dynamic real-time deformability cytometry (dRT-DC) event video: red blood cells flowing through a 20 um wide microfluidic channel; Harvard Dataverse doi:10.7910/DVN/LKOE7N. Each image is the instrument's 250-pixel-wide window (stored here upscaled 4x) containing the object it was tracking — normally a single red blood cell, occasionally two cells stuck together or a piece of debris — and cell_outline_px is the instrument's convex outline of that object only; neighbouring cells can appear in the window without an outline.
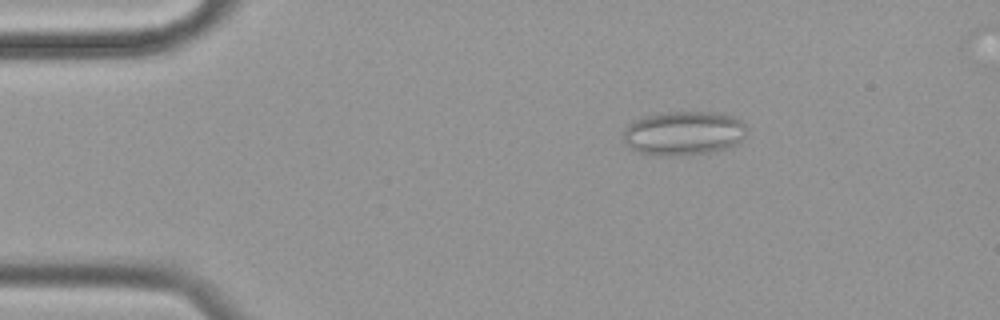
{"species": "common noctule bat (a hibernating species)", "species_latin": "Nyctalus noctula", "temperature_condition": "cold", "stored_images_in_passage": 56, "camera_frame_rate_fps": 3000, "um_per_image_px": 0.085, "animal": {"sex": "female", "body_mass_g": 19.9}, "frame": {"image": 1, "passage_image": 9, "time_ms": 2.667, "image_size_px": [1000, 320], "cell_outline_px": [[744, 136], [736, 144], [716, 152], [660, 156], [640, 152], [624, 144], [624, 128], [628, 124], [636, 120], [648, 116], [664, 112], [712, 112], [732, 116], [740, 120], [744, 124]], "centroid_in_image_um": [58.09, 11.32], "position_along_channel_um": 26.9, "area_um2": 31.39}}
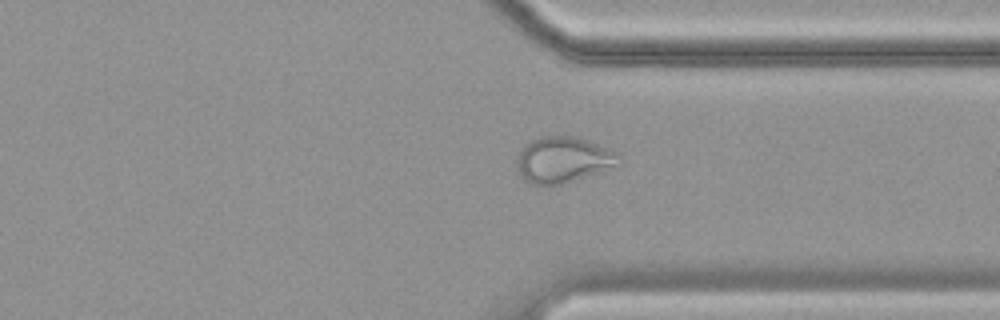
{"frame": {"image": 2, "passage_image": 43, "time_ms": 14.0, "image_size_px": [1000, 320], "cell_outline_px": [[620, 164], [560, 184], [532, 184], [524, 180], [520, 176], [516, 164], [520, 148], [528, 140], [544, 136], [576, 136], [620, 152]], "centroid_in_image_um": [47.83, 13.54], "position_along_channel_um": 363.6, "area_um2": 27.22}}
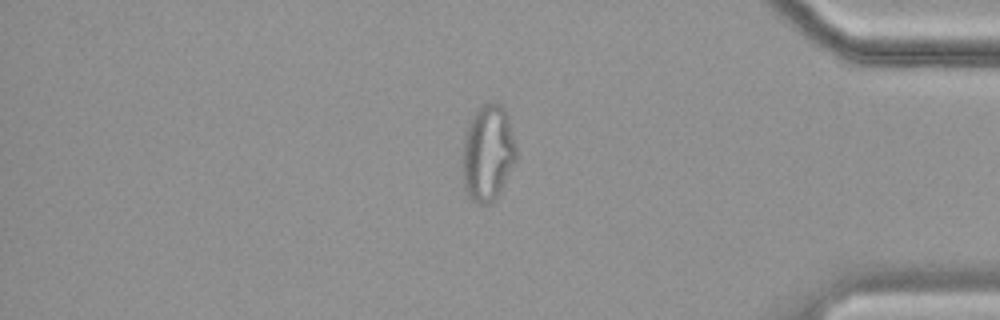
{"frame": {"image": 3, "passage_image": 48, "time_ms": 15.667, "image_size_px": [1000, 320], "cell_outline_px": [[516, 160], [496, 196], [488, 204], [480, 204], [472, 200], [468, 196], [464, 188], [464, 136], [468, 124], [476, 112], [484, 104], [500, 104], [504, 108], [508, 116], [516, 148]], "centroid_in_image_um": [41.47, 13.01], "position_along_channel_um": 393.7, "area_um2": 29.25}}